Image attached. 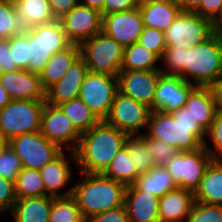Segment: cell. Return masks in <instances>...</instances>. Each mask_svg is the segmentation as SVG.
<instances>
[{
	"label": "cell",
	"instance_id": "cell-1",
	"mask_svg": "<svg viewBox=\"0 0 222 222\" xmlns=\"http://www.w3.org/2000/svg\"><path fill=\"white\" fill-rule=\"evenodd\" d=\"M128 136L104 120L81 134L74 151L78 172L103 173L125 146Z\"/></svg>",
	"mask_w": 222,
	"mask_h": 222
},
{
	"label": "cell",
	"instance_id": "cell-2",
	"mask_svg": "<svg viewBox=\"0 0 222 222\" xmlns=\"http://www.w3.org/2000/svg\"><path fill=\"white\" fill-rule=\"evenodd\" d=\"M81 179L73 184L72 197L84 219L124 206L126 186L102 173L78 172Z\"/></svg>",
	"mask_w": 222,
	"mask_h": 222
},
{
	"label": "cell",
	"instance_id": "cell-3",
	"mask_svg": "<svg viewBox=\"0 0 222 222\" xmlns=\"http://www.w3.org/2000/svg\"><path fill=\"white\" fill-rule=\"evenodd\" d=\"M184 81L212 87L222 78V37L213 33L203 43L184 50Z\"/></svg>",
	"mask_w": 222,
	"mask_h": 222
},
{
	"label": "cell",
	"instance_id": "cell-4",
	"mask_svg": "<svg viewBox=\"0 0 222 222\" xmlns=\"http://www.w3.org/2000/svg\"><path fill=\"white\" fill-rule=\"evenodd\" d=\"M148 138L161 140L178 151H195L204 146L206 131L200 124H185L174 120L170 113L152 111L147 130Z\"/></svg>",
	"mask_w": 222,
	"mask_h": 222
},
{
	"label": "cell",
	"instance_id": "cell-5",
	"mask_svg": "<svg viewBox=\"0 0 222 222\" xmlns=\"http://www.w3.org/2000/svg\"><path fill=\"white\" fill-rule=\"evenodd\" d=\"M80 56L88 71L97 74L118 76L123 62L124 47L103 32L83 41Z\"/></svg>",
	"mask_w": 222,
	"mask_h": 222
},
{
	"label": "cell",
	"instance_id": "cell-6",
	"mask_svg": "<svg viewBox=\"0 0 222 222\" xmlns=\"http://www.w3.org/2000/svg\"><path fill=\"white\" fill-rule=\"evenodd\" d=\"M45 100H11L0 110V135L8 141L41 129Z\"/></svg>",
	"mask_w": 222,
	"mask_h": 222
},
{
	"label": "cell",
	"instance_id": "cell-7",
	"mask_svg": "<svg viewBox=\"0 0 222 222\" xmlns=\"http://www.w3.org/2000/svg\"><path fill=\"white\" fill-rule=\"evenodd\" d=\"M212 160L213 158L203 146L195 151H178L164 167L178 188L195 193Z\"/></svg>",
	"mask_w": 222,
	"mask_h": 222
},
{
	"label": "cell",
	"instance_id": "cell-8",
	"mask_svg": "<svg viewBox=\"0 0 222 222\" xmlns=\"http://www.w3.org/2000/svg\"><path fill=\"white\" fill-rule=\"evenodd\" d=\"M151 112L149 106L118 91L104 121L128 135H142L147 130Z\"/></svg>",
	"mask_w": 222,
	"mask_h": 222
},
{
	"label": "cell",
	"instance_id": "cell-9",
	"mask_svg": "<svg viewBox=\"0 0 222 222\" xmlns=\"http://www.w3.org/2000/svg\"><path fill=\"white\" fill-rule=\"evenodd\" d=\"M9 145L20 157L23 168L34 170H40L64 151L40 131L13 137L9 140Z\"/></svg>",
	"mask_w": 222,
	"mask_h": 222
},
{
	"label": "cell",
	"instance_id": "cell-10",
	"mask_svg": "<svg viewBox=\"0 0 222 222\" xmlns=\"http://www.w3.org/2000/svg\"><path fill=\"white\" fill-rule=\"evenodd\" d=\"M117 92V76L88 72L82 82L79 97L103 121L110 112Z\"/></svg>",
	"mask_w": 222,
	"mask_h": 222
},
{
	"label": "cell",
	"instance_id": "cell-11",
	"mask_svg": "<svg viewBox=\"0 0 222 222\" xmlns=\"http://www.w3.org/2000/svg\"><path fill=\"white\" fill-rule=\"evenodd\" d=\"M213 34L212 21L195 12L181 11L165 31L166 47L203 43Z\"/></svg>",
	"mask_w": 222,
	"mask_h": 222
},
{
	"label": "cell",
	"instance_id": "cell-12",
	"mask_svg": "<svg viewBox=\"0 0 222 222\" xmlns=\"http://www.w3.org/2000/svg\"><path fill=\"white\" fill-rule=\"evenodd\" d=\"M40 132L64 151H75L81 134L58 106L45 103Z\"/></svg>",
	"mask_w": 222,
	"mask_h": 222
},
{
	"label": "cell",
	"instance_id": "cell-13",
	"mask_svg": "<svg viewBox=\"0 0 222 222\" xmlns=\"http://www.w3.org/2000/svg\"><path fill=\"white\" fill-rule=\"evenodd\" d=\"M68 40L80 45L102 32V16L97 9L78 3L59 19Z\"/></svg>",
	"mask_w": 222,
	"mask_h": 222
},
{
	"label": "cell",
	"instance_id": "cell-14",
	"mask_svg": "<svg viewBox=\"0 0 222 222\" xmlns=\"http://www.w3.org/2000/svg\"><path fill=\"white\" fill-rule=\"evenodd\" d=\"M66 152L63 151L56 159L39 170L45 188V196L54 198L72 196V184L74 183L71 180L76 175H74V168L72 169L71 166L74 164L76 167V157L73 151H68V154ZM72 162L74 163L72 164Z\"/></svg>",
	"mask_w": 222,
	"mask_h": 222
},
{
	"label": "cell",
	"instance_id": "cell-15",
	"mask_svg": "<svg viewBox=\"0 0 222 222\" xmlns=\"http://www.w3.org/2000/svg\"><path fill=\"white\" fill-rule=\"evenodd\" d=\"M143 28L139 7L102 16V32L124 48L138 41Z\"/></svg>",
	"mask_w": 222,
	"mask_h": 222
},
{
	"label": "cell",
	"instance_id": "cell-16",
	"mask_svg": "<svg viewBox=\"0 0 222 222\" xmlns=\"http://www.w3.org/2000/svg\"><path fill=\"white\" fill-rule=\"evenodd\" d=\"M161 74L160 70H121L117 76L118 91L152 108Z\"/></svg>",
	"mask_w": 222,
	"mask_h": 222
},
{
	"label": "cell",
	"instance_id": "cell-17",
	"mask_svg": "<svg viewBox=\"0 0 222 222\" xmlns=\"http://www.w3.org/2000/svg\"><path fill=\"white\" fill-rule=\"evenodd\" d=\"M194 88V85L179 76L161 74L156 86L152 111L171 113L184 107L188 95Z\"/></svg>",
	"mask_w": 222,
	"mask_h": 222
},
{
	"label": "cell",
	"instance_id": "cell-18",
	"mask_svg": "<svg viewBox=\"0 0 222 222\" xmlns=\"http://www.w3.org/2000/svg\"><path fill=\"white\" fill-rule=\"evenodd\" d=\"M0 82L11 100H45L38 73L28 70L1 73Z\"/></svg>",
	"mask_w": 222,
	"mask_h": 222
},
{
	"label": "cell",
	"instance_id": "cell-19",
	"mask_svg": "<svg viewBox=\"0 0 222 222\" xmlns=\"http://www.w3.org/2000/svg\"><path fill=\"white\" fill-rule=\"evenodd\" d=\"M88 72V67L80 56L69 67L62 79L45 92V102L57 106L79 97L82 82Z\"/></svg>",
	"mask_w": 222,
	"mask_h": 222
},
{
	"label": "cell",
	"instance_id": "cell-20",
	"mask_svg": "<svg viewBox=\"0 0 222 222\" xmlns=\"http://www.w3.org/2000/svg\"><path fill=\"white\" fill-rule=\"evenodd\" d=\"M159 197L140 191L134 184L126 186L124 206L129 222H160Z\"/></svg>",
	"mask_w": 222,
	"mask_h": 222
},
{
	"label": "cell",
	"instance_id": "cell-21",
	"mask_svg": "<svg viewBox=\"0 0 222 222\" xmlns=\"http://www.w3.org/2000/svg\"><path fill=\"white\" fill-rule=\"evenodd\" d=\"M195 203L194 193L176 188L159 199L160 222H185Z\"/></svg>",
	"mask_w": 222,
	"mask_h": 222
},
{
	"label": "cell",
	"instance_id": "cell-22",
	"mask_svg": "<svg viewBox=\"0 0 222 222\" xmlns=\"http://www.w3.org/2000/svg\"><path fill=\"white\" fill-rule=\"evenodd\" d=\"M184 107L205 131L210 128L218 112L211 87H195L188 95Z\"/></svg>",
	"mask_w": 222,
	"mask_h": 222
},
{
	"label": "cell",
	"instance_id": "cell-23",
	"mask_svg": "<svg viewBox=\"0 0 222 222\" xmlns=\"http://www.w3.org/2000/svg\"><path fill=\"white\" fill-rule=\"evenodd\" d=\"M144 27L165 32L181 12L173 0H154L139 6Z\"/></svg>",
	"mask_w": 222,
	"mask_h": 222
},
{
	"label": "cell",
	"instance_id": "cell-24",
	"mask_svg": "<svg viewBox=\"0 0 222 222\" xmlns=\"http://www.w3.org/2000/svg\"><path fill=\"white\" fill-rule=\"evenodd\" d=\"M79 57L80 46L78 44H71L65 50L53 54L39 74L44 91L46 92L51 86L58 83Z\"/></svg>",
	"mask_w": 222,
	"mask_h": 222
},
{
	"label": "cell",
	"instance_id": "cell-25",
	"mask_svg": "<svg viewBox=\"0 0 222 222\" xmlns=\"http://www.w3.org/2000/svg\"><path fill=\"white\" fill-rule=\"evenodd\" d=\"M51 196L17 199L10 215L14 222H49Z\"/></svg>",
	"mask_w": 222,
	"mask_h": 222
},
{
	"label": "cell",
	"instance_id": "cell-26",
	"mask_svg": "<svg viewBox=\"0 0 222 222\" xmlns=\"http://www.w3.org/2000/svg\"><path fill=\"white\" fill-rule=\"evenodd\" d=\"M194 197L204 204L222 205V160H212Z\"/></svg>",
	"mask_w": 222,
	"mask_h": 222
},
{
	"label": "cell",
	"instance_id": "cell-27",
	"mask_svg": "<svg viewBox=\"0 0 222 222\" xmlns=\"http://www.w3.org/2000/svg\"><path fill=\"white\" fill-rule=\"evenodd\" d=\"M17 17L23 28L47 24L55 21L48 0H12Z\"/></svg>",
	"mask_w": 222,
	"mask_h": 222
},
{
	"label": "cell",
	"instance_id": "cell-28",
	"mask_svg": "<svg viewBox=\"0 0 222 222\" xmlns=\"http://www.w3.org/2000/svg\"><path fill=\"white\" fill-rule=\"evenodd\" d=\"M134 185L140 191L150 192L159 198L178 188L164 166H154L148 172L140 174Z\"/></svg>",
	"mask_w": 222,
	"mask_h": 222
},
{
	"label": "cell",
	"instance_id": "cell-29",
	"mask_svg": "<svg viewBox=\"0 0 222 222\" xmlns=\"http://www.w3.org/2000/svg\"><path fill=\"white\" fill-rule=\"evenodd\" d=\"M161 58L138 42L124 48L121 70H160Z\"/></svg>",
	"mask_w": 222,
	"mask_h": 222
},
{
	"label": "cell",
	"instance_id": "cell-30",
	"mask_svg": "<svg viewBox=\"0 0 222 222\" xmlns=\"http://www.w3.org/2000/svg\"><path fill=\"white\" fill-rule=\"evenodd\" d=\"M28 30L41 41L51 55L65 50L72 44L64 32L60 20L37 25Z\"/></svg>",
	"mask_w": 222,
	"mask_h": 222
},
{
	"label": "cell",
	"instance_id": "cell-31",
	"mask_svg": "<svg viewBox=\"0 0 222 222\" xmlns=\"http://www.w3.org/2000/svg\"><path fill=\"white\" fill-rule=\"evenodd\" d=\"M57 106L71 120L73 126L80 134L87 132L100 122L80 97L62 102Z\"/></svg>",
	"mask_w": 222,
	"mask_h": 222
},
{
	"label": "cell",
	"instance_id": "cell-32",
	"mask_svg": "<svg viewBox=\"0 0 222 222\" xmlns=\"http://www.w3.org/2000/svg\"><path fill=\"white\" fill-rule=\"evenodd\" d=\"M132 163L128 149L124 146L102 174L125 186L133 185L139 174Z\"/></svg>",
	"mask_w": 222,
	"mask_h": 222
},
{
	"label": "cell",
	"instance_id": "cell-33",
	"mask_svg": "<svg viewBox=\"0 0 222 222\" xmlns=\"http://www.w3.org/2000/svg\"><path fill=\"white\" fill-rule=\"evenodd\" d=\"M17 199L45 196V188L39 170L23 168L14 182Z\"/></svg>",
	"mask_w": 222,
	"mask_h": 222
},
{
	"label": "cell",
	"instance_id": "cell-34",
	"mask_svg": "<svg viewBox=\"0 0 222 222\" xmlns=\"http://www.w3.org/2000/svg\"><path fill=\"white\" fill-rule=\"evenodd\" d=\"M125 147L128 149L130 159L133 162L132 165L139 175L148 172L154 167L150 149L141 135H129Z\"/></svg>",
	"mask_w": 222,
	"mask_h": 222
},
{
	"label": "cell",
	"instance_id": "cell-35",
	"mask_svg": "<svg viewBox=\"0 0 222 222\" xmlns=\"http://www.w3.org/2000/svg\"><path fill=\"white\" fill-rule=\"evenodd\" d=\"M49 222H86L72 197H52Z\"/></svg>",
	"mask_w": 222,
	"mask_h": 222
},
{
	"label": "cell",
	"instance_id": "cell-36",
	"mask_svg": "<svg viewBox=\"0 0 222 222\" xmlns=\"http://www.w3.org/2000/svg\"><path fill=\"white\" fill-rule=\"evenodd\" d=\"M24 28L20 23L12 0H0V40L22 34Z\"/></svg>",
	"mask_w": 222,
	"mask_h": 222
},
{
	"label": "cell",
	"instance_id": "cell-37",
	"mask_svg": "<svg viewBox=\"0 0 222 222\" xmlns=\"http://www.w3.org/2000/svg\"><path fill=\"white\" fill-rule=\"evenodd\" d=\"M51 56L49 50L27 29V70L40 74Z\"/></svg>",
	"mask_w": 222,
	"mask_h": 222
},
{
	"label": "cell",
	"instance_id": "cell-38",
	"mask_svg": "<svg viewBox=\"0 0 222 222\" xmlns=\"http://www.w3.org/2000/svg\"><path fill=\"white\" fill-rule=\"evenodd\" d=\"M191 46L166 47L161 58L160 72L164 75L179 76L184 80V50Z\"/></svg>",
	"mask_w": 222,
	"mask_h": 222
},
{
	"label": "cell",
	"instance_id": "cell-39",
	"mask_svg": "<svg viewBox=\"0 0 222 222\" xmlns=\"http://www.w3.org/2000/svg\"><path fill=\"white\" fill-rule=\"evenodd\" d=\"M204 148L209 152L213 160H222V113L220 112L216 113L214 121L206 131Z\"/></svg>",
	"mask_w": 222,
	"mask_h": 222
},
{
	"label": "cell",
	"instance_id": "cell-40",
	"mask_svg": "<svg viewBox=\"0 0 222 222\" xmlns=\"http://www.w3.org/2000/svg\"><path fill=\"white\" fill-rule=\"evenodd\" d=\"M185 222H222V205H209L195 201Z\"/></svg>",
	"mask_w": 222,
	"mask_h": 222
},
{
	"label": "cell",
	"instance_id": "cell-41",
	"mask_svg": "<svg viewBox=\"0 0 222 222\" xmlns=\"http://www.w3.org/2000/svg\"><path fill=\"white\" fill-rule=\"evenodd\" d=\"M141 136L147 142L154 166H165L178 153V150L172 145L158 139L148 138L145 134Z\"/></svg>",
	"mask_w": 222,
	"mask_h": 222
},
{
	"label": "cell",
	"instance_id": "cell-42",
	"mask_svg": "<svg viewBox=\"0 0 222 222\" xmlns=\"http://www.w3.org/2000/svg\"><path fill=\"white\" fill-rule=\"evenodd\" d=\"M137 42L156 53L160 58H162L166 49L165 32L156 28L144 27Z\"/></svg>",
	"mask_w": 222,
	"mask_h": 222
},
{
	"label": "cell",
	"instance_id": "cell-43",
	"mask_svg": "<svg viewBox=\"0 0 222 222\" xmlns=\"http://www.w3.org/2000/svg\"><path fill=\"white\" fill-rule=\"evenodd\" d=\"M22 169L23 165L20 157L9 145L4 153L0 155V176L15 182Z\"/></svg>",
	"mask_w": 222,
	"mask_h": 222
},
{
	"label": "cell",
	"instance_id": "cell-44",
	"mask_svg": "<svg viewBox=\"0 0 222 222\" xmlns=\"http://www.w3.org/2000/svg\"><path fill=\"white\" fill-rule=\"evenodd\" d=\"M13 62L19 70H27V29L22 34L9 38Z\"/></svg>",
	"mask_w": 222,
	"mask_h": 222
},
{
	"label": "cell",
	"instance_id": "cell-45",
	"mask_svg": "<svg viewBox=\"0 0 222 222\" xmlns=\"http://www.w3.org/2000/svg\"><path fill=\"white\" fill-rule=\"evenodd\" d=\"M16 200L14 182L0 176V218L11 212Z\"/></svg>",
	"mask_w": 222,
	"mask_h": 222
},
{
	"label": "cell",
	"instance_id": "cell-46",
	"mask_svg": "<svg viewBox=\"0 0 222 222\" xmlns=\"http://www.w3.org/2000/svg\"><path fill=\"white\" fill-rule=\"evenodd\" d=\"M86 222H129L125 206H121L86 219Z\"/></svg>",
	"mask_w": 222,
	"mask_h": 222
},
{
	"label": "cell",
	"instance_id": "cell-47",
	"mask_svg": "<svg viewBox=\"0 0 222 222\" xmlns=\"http://www.w3.org/2000/svg\"><path fill=\"white\" fill-rule=\"evenodd\" d=\"M19 70L13 62L9 39L0 40V74Z\"/></svg>",
	"mask_w": 222,
	"mask_h": 222
},
{
	"label": "cell",
	"instance_id": "cell-48",
	"mask_svg": "<svg viewBox=\"0 0 222 222\" xmlns=\"http://www.w3.org/2000/svg\"><path fill=\"white\" fill-rule=\"evenodd\" d=\"M134 0H104L101 16L116 12L129 11L137 8Z\"/></svg>",
	"mask_w": 222,
	"mask_h": 222
},
{
	"label": "cell",
	"instance_id": "cell-49",
	"mask_svg": "<svg viewBox=\"0 0 222 222\" xmlns=\"http://www.w3.org/2000/svg\"><path fill=\"white\" fill-rule=\"evenodd\" d=\"M221 10L222 0H201V5L195 13L213 21Z\"/></svg>",
	"mask_w": 222,
	"mask_h": 222
},
{
	"label": "cell",
	"instance_id": "cell-50",
	"mask_svg": "<svg viewBox=\"0 0 222 222\" xmlns=\"http://www.w3.org/2000/svg\"><path fill=\"white\" fill-rule=\"evenodd\" d=\"M51 11L56 20L61 19L66 13L73 9L79 0H48Z\"/></svg>",
	"mask_w": 222,
	"mask_h": 222
},
{
	"label": "cell",
	"instance_id": "cell-51",
	"mask_svg": "<svg viewBox=\"0 0 222 222\" xmlns=\"http://www.w3.org/2000/svg\"><path fill=\"white\" fill-rule=\"evenodd\" d=\"M170 114L173 116L174 120L179 121L180 123L199 124L196 120H194L193 116L185 107H181Z\"/></svg>",
	"mask_w": 222,
	"mask_h": 222
},
{
	"label": "cell",
	"instance_id": "cell-52",
	"mask_svg": "<svg viewBox=\"0 0 222 222\" xmlns=\"http://www.w3.org/2000/svg\"><path fill=\"white\" fill-rule=\"evenodd\" d=\"M183 12H195L201 5V0H173Z\"/></svg>",
	"mask_w": 222,
	"mask_h": 222
},
{
	"label": "cell",
	"instance_id": "cell-53",
	"mask_svg": "<svg viewBox=\"0 0 222 222\" xmlns=\"http://www.w3.org/2000/svg\"><path fill=\"white\" fill-rule=\"evenodd\" d=\"M211 88L215 97L217 111L222 113V78L218 82H216Z\"/></svg>",
	"mask_w": 222,
	"mask_h": 222
},
{
	"label": "cell",
	"instance_id": "cell-54",
	"mask_svg": "<svg viewBox=\"0 0 222 222\" xmlns=\"http://www.w3.org/2000/svg\"><path fill=\"white\" fill-rule=\"evenodd\" d=\"M213 33L222 37V10L217 17L212 21Z\"/></svg>",
	"mask_w": 222,
	"mask_h": 222
},
{
	"label": "cell",
	"instance_id": "cell-55",
	"mask_svg": "<svg viewBox=\"0 0 222 222\" xmlns=\"http://www.w3.org/2000/svg\"><path fill=\"white\" fill-rule=\"evenodd\" d=\"M79 3L101 11L103 9L104 0H79Z\"/></svg>",
	"mask_w": 222,
	"mask_h": 222
},
{
	"label": "cell",
	"instance_id": "cell-56",
	"mask_svg": "<svg viewBox=\"0 0 222 222\" xmlns=\"http://www.w3.org/2000/svg\"><path fill=\"white\" fill-rule=\"evenodd\" d=\"M10 101L11 99L9 98L8 93L0 82V110L3 109L7 104H9Z\"/></svg>",
	"mask_w": 222,
	"mask_h": 222
},
{
	"label": "cell",
	"instance_id": "cell-57",
	"mask_svg": "<svg viewBox=\"0 0 222 222\" xmlns=\"http://www.w3.org/2000/svg\"><path fill=\"white\" fill-rule=\"evenodd\" d=\"M9 146V141L0 135V155L4 153V151Z\"/></svg>",
	"mask_w": 222,
	"mask_h": 222
},
{
	"label": "cell",
	"instance_id": "cell-58",
	"mask_svg": "<svg viewBox=\"0 0 222 222\" xmlns=\"http://www.w3.org/2000/svg\"><path fill=\"white\" fill-rule=\"evenodd\" d=\"M134 1H135L136 5L139 7L143 4L149 3V2L154 1V0H134Z\"/></svg>",
	"mask_w": 222,
	"mask_h": 222
}]
</instances>
